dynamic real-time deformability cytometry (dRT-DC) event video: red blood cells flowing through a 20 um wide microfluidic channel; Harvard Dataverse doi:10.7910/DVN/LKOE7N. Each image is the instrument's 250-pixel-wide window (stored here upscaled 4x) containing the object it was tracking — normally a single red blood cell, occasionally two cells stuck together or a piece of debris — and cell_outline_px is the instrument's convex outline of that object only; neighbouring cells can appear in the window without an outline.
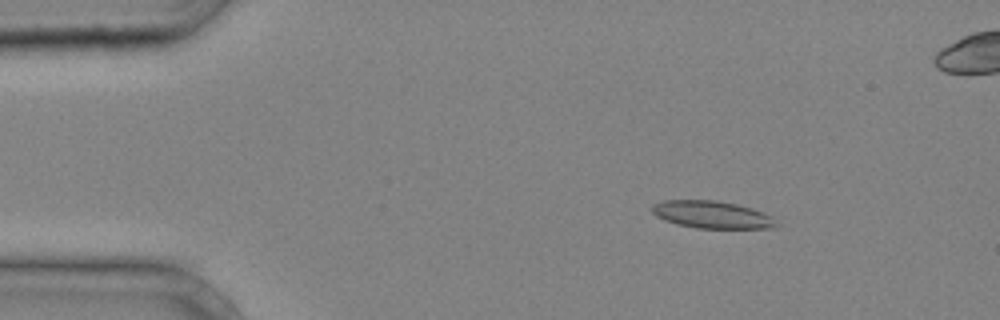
{"species": "common noctule bat (a hibernating species)", "species_latin": "Nyctalus noctula", "temperature_condition": "cold", "stored_images_in_passage": 40, "camera_frame_rate_fps": 3000, "um_per_image_px": 0.085, "animal": {"sex": "male", "body_mass_g": 20.4}, "frame": {"image": 1, "passage_image": 6, "time_ms": 1.667, "image_size_px": [1000, 320], "cell_outline_px": [[780, 224], [776, 228], [696, 228], [676, 224], [664, 220], [656, 216], [652, 212], [652, 204], [664, 200], [716, 200], [736, 204], [752, 208], [772, 216]], "centroid_in_image_um": [60.53, 18.25], "position_along_channel_um": 24.5, "area_um2": 20.0}}
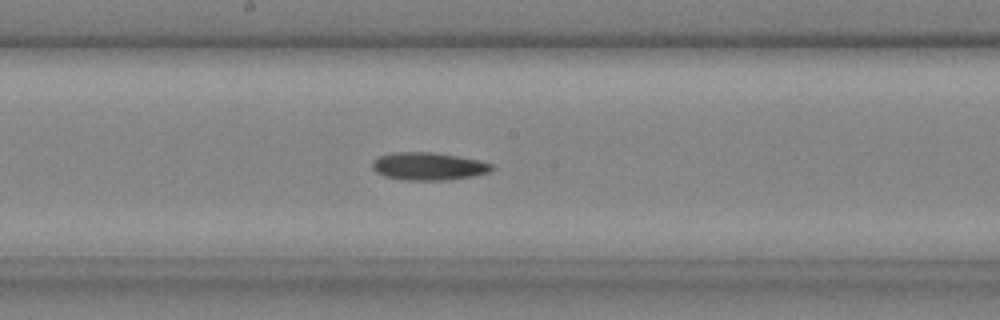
{"frame": {"image": 2, "passage_image": 22, "time_ms": 7.0, "image_size_px": [1000, 320], "cell_outline_px": [[496, 168], [488, 172], [472, 176], [448, 180], [404, 180], [384, 176], [376, 172], [372, 168], [372, 160], [380, 156], [392, 152], [432, 152], [480, 160], [492, 164]], "centroid_in_image_um": [36.41, 14.13], "position_along_channel_um": 211.8, "area_um2": 19.36}}
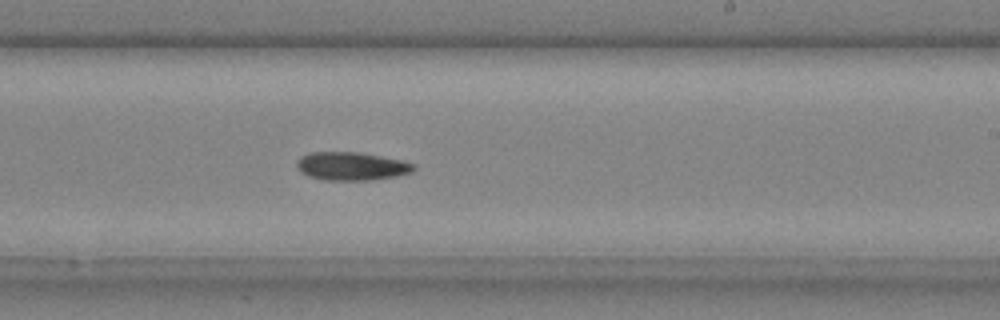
{"frame": {"image": 3, "passage_image": 25, "time_ms": 8.0, "image_size_px": [1000, 320], "cell_outline_px": [[416, 168], [412, 172], [396, 176], [372, 180], [324, 180], [308, 176], [300, 172], [296, 168], [296, 160], [300, 156], [308, 152], [356, 152], [404, 160], [416, 164]], "centroid_in_image_um": [29.86, 14.12], "position_along_channel_um": 259.1, "area_um2": 19.54}}